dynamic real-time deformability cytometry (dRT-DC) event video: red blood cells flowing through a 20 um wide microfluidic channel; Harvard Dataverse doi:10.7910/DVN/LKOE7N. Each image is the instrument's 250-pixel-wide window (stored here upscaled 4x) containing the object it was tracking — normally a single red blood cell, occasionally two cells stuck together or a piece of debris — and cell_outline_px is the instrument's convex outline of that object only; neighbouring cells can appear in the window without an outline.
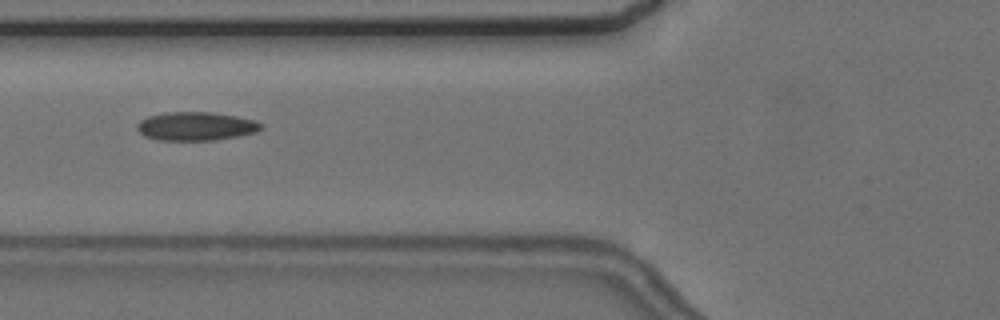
{"species": "common noctule bat (a hibernating species)", "species_latin": "Nyctalus noctula", "temperature_condition": "cold", "stored_images_in_passage": 7, "camera_frame_rate_fps": 3000, "um_per_image_px": 0.085, "animal": {"sex": "female", "body_mass_g": 24.6, "forearm_length_mm": 56.2}, "frame": {"image": 1, "passage_image": 6, "time_ms": 5.667, "image_size_px": [1000, 320], "cell_outline_px": [[264, 124], [256, 132], [216, 140], [156, 140], [144, 136], [136, 128], [136, 124], [140, 120], [148, 116], [164, 112], [212, 112], [236, 116], [256, 120]], "centroid_in_image_um": [16.63, 10.72], "position_along_channel_um": 109.2, "area_um2": 20.75}}
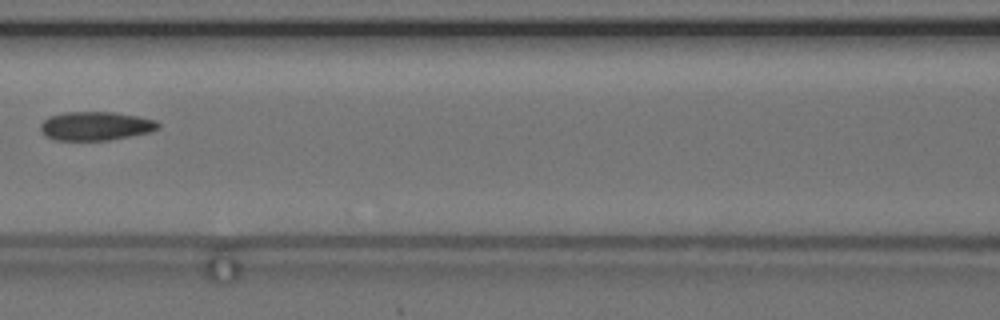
{"frame": {"image": 2, "passage_image": 7, "time_ms": 7.0, "image_size_px": [1000, 320], "cell_outline_px": [[160, 128], [152, 132], [108, 140], [52, 140], [44, 136], [40, 128], [40, 124], [48, 116], [64, 112], [112, 112], [136, 116], [156, 120], [160, 124]], "centroid_in_image_um": [8.11, 10.71], "position_along_channel_um": 158.5, "area_um2": 19.88}}